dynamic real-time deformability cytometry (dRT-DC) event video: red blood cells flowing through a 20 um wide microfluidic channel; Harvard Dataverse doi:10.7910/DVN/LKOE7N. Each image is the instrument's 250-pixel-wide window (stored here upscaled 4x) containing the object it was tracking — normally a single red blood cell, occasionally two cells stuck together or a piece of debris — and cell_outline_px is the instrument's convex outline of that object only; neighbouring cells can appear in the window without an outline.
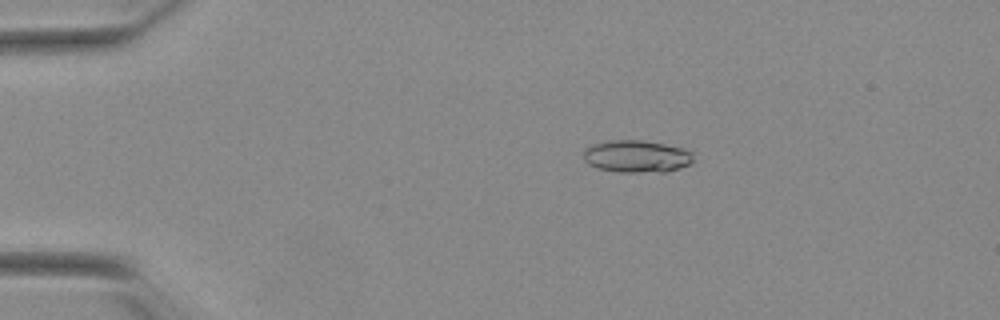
{"species": "Egyptian fruit bat (a non-hibernating species)", "species_latin": "Rousettus aegyptiacus", "temperature_condition": "warm", "stored_images_in_passage": 54, "camera_frame_rate_fps": 3000, "um_per_image_px": 0.085, "animal": {"sex": "female"}, "frame": {"image": 1, "passage_image": 11, "time_ms": 3.333, "image_size_px": [1000, 320], "cell_outline_px": [[692, 160], [688, 164], [680, 168], [664, 172], [620, 172], [596, 168], [588, 164], [584, 160], [584, 148], [588, 144], [608, 140], [644, 140], [684, 148], [692, 152]], "centroid_in_image_um": [54.06, 13.28], "position_along_channel_um": 30.9, "area_um2": 20.92}}
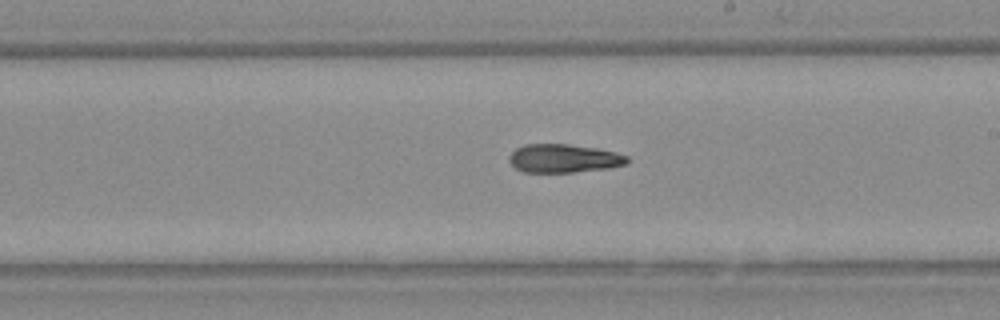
{"frame": {"image": 2, "passage_image": 32, "time_ms": 10.333, "image_size_px": [1000, 320], "cell_outline_px": [[628, 164], [608, 168], [572, 172], [524, 172], [516, 168], [508, 160], [508, 156], [516, 148], [524, 144], [568, 144], [596, 148], [616, 152], [628, 156]], "centroid_in_image_um": [47.92, 13.46], "position_along_channel_um": 241.1, "area_um2": 19.59}}
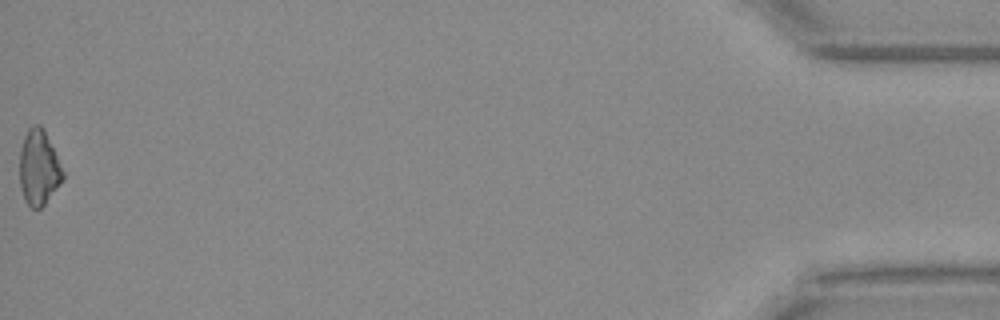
{"frame": {"image": 3, "passage_image": 54, "time_ms": 17.667, "image_size_px": [1000, 320], "cell_outline_px": [[64, 176], [44, 204], [40, 208], [32, 208], [24, 200], [20, 188], [20, 148], [24, 136], [28, 128], [36, 124], [40, 124], [44, 128], [64, 172]], "centroid_in_image_um": [3.27, 14.22], "position_along_channel_um": 431.9, "area_um2": 18.73}, "authors_computed_cell_mechanics": {"area_um2": 20.2011, "velocity_mm_per_s": 3.9014, "shape_relaxation_time_tau1_ms": 9.8306, "shape_relaxation_time_tau2_ms": 8.1182, "deformation_change_tau1": 0.2305, "deformation_change_tau2": 0.188}}